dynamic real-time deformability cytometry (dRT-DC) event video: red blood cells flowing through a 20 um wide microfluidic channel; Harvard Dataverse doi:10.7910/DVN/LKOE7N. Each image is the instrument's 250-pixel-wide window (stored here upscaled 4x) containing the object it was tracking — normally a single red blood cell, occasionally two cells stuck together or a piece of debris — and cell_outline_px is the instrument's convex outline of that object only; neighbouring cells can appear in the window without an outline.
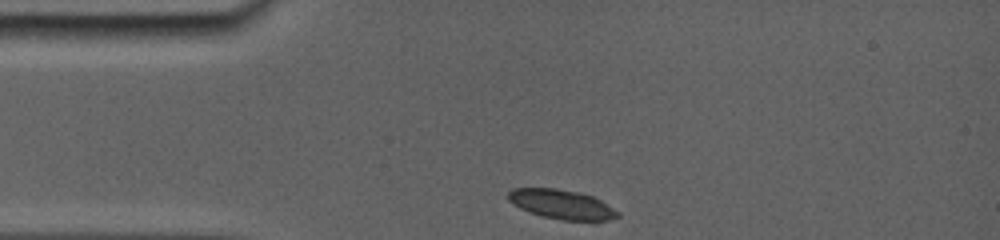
{"species": "common noctule bat (a hibernating species)", "species_latin": "Nyctalus noctula", "temperature_condition": "room temperature", "stored_images_in_passage": 47, "camera_frame_rate_fps": 5000, "um_per_image_px": 0.085, "animal": {"sex": "female", "body_mass_g": 19.0, "forearm_length_mm": 56.7}, "frame": {"image": 1, "passage_image": 1, "time_ms": 0.0, "image_size_px": [1000, 240], "cell_outline_px": [[620, 216], [596, 224], [564, 220], [544, 216], [528, 212], [512, 204], [508, 200], [508, 192], [512, 188], [556, 188], [580, 192], [592, 196], [600, 200], [620, 212]], "centroid_in_image_um": [47.8, 17.4], "position_along_channel_um": 37.2, "area_um2": 19.36}}
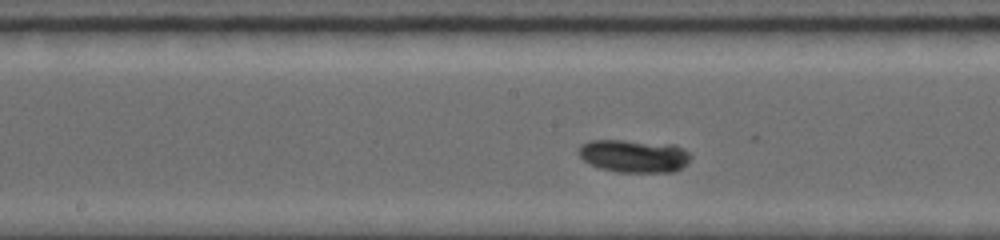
{"frame": {"image": 2, "passage_image": 28, "time_ms": 4.8, "image_size_px": [1000, 240], "cell_outline_px": [[692, 156], [676, 172], [616, 172], [600, 168], [584, 160], [580, 156], [580, 148], [584, 144], [592, 140], [620, 140], [680, 148], [688, 152]], "centroid_in_image_um": [53.84, 13.3], "position_along_channel_um": 194.4, "area_um2": 20.4}}
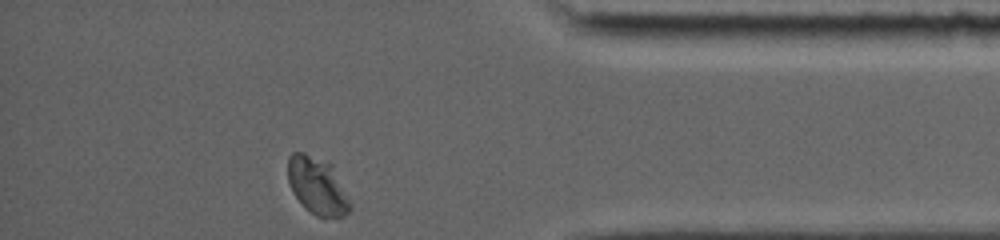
{"frame": {"image": 3, "passage_image": 47, "time_ms": 10.8, "image_size_px": [1000, 240], "cell_outline_px": [[352, 208], [344, 216], [316, 216], [304, 208], [292, 192], [288, 180], [288, 156], [292, 152], [304, 152], [332, 164], [352, 204]], "centroid_in_image_um": [26.97, 15.79], "position_along_channel_um": 408.2, "area_um2": 20.87}, "authors_computed_cell_mechanics": {"area_um2": 20.3456, "velocity_mm_per_s": 3.8035, "shape_relaxation_time_tau1_ms": 1.8702, "shape_relaxation_time_tau2_ms": null, "deformation_change_tau1": 0.1327, "deformation_change_tau2": null}}